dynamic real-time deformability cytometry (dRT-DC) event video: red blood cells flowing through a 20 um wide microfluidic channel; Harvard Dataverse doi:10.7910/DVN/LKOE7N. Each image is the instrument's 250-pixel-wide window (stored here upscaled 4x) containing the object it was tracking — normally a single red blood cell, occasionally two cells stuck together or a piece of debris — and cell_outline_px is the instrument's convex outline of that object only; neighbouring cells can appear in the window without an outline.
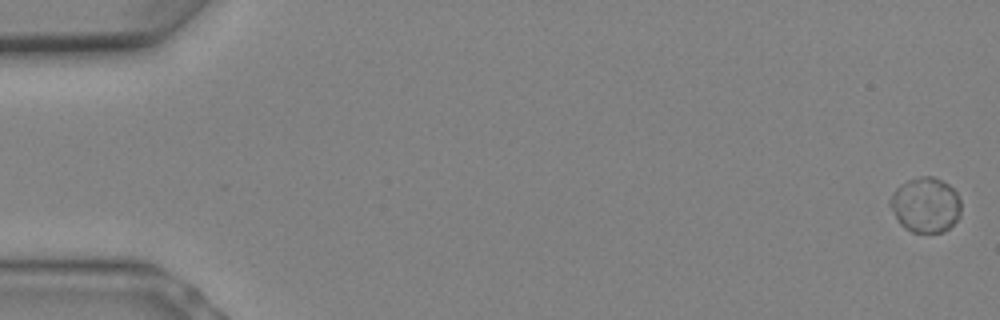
{"species": "Egyptian fruit bat (a non-hibernating species)", "species_latin": "Rousettus aegyptiacus", "temperature_condition": "warm", "stored_images_in_passage": 9, "camera_frame_rate_fps": 3000, "um_per_image_px": 0.085, "animal": {"sex": "female"}, "frame": {"image": 1, "passage_image": 1, "time_ms": 0.0, "image_size_px": [1000, 320], "cell_outline_px": [[960, 216], [944, 232], [912, 232], [904, 228], [900, 224], [888, 204], [888, 200], [892, 192], [896, 188], [908, 180], [920, 176], [932, 176], [948, 184], [956, 192], [960, 200]], "centroid_in_image_um": [78.64, 17.42], "position_along_channel_um": 6.4, "area_um2": 22.77}}
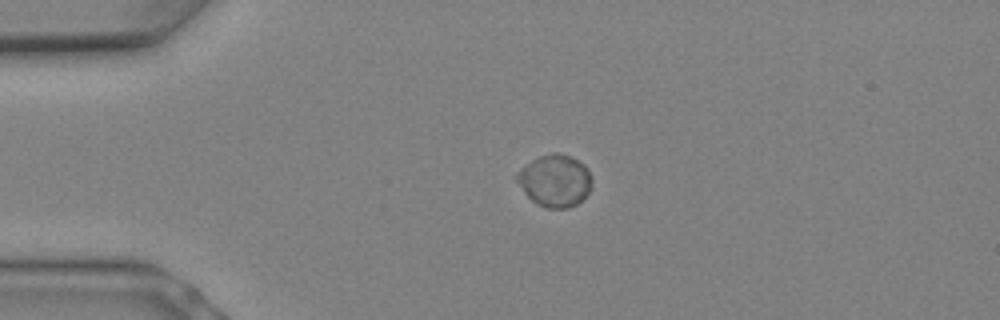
{"frame": {"image": 2, "passage_image": 6, "time_ms": 1.667, "image_size_px": [1000, 320], "cell_outline_px": [[592, 180], [588, 192], [576, 204], [568, 208], [544, 208], [536, 204], [524, 192], [512, 176], [520, 168], [532, 160], [540, 156], [552, 152], [556, 152], [568, 156], [584, 164], [588, 168], [592, 176]], "centroid_in_image_um": [47.13, 15.35], "position_along_channel_um": 37.9, "area_um2": 22.89}}
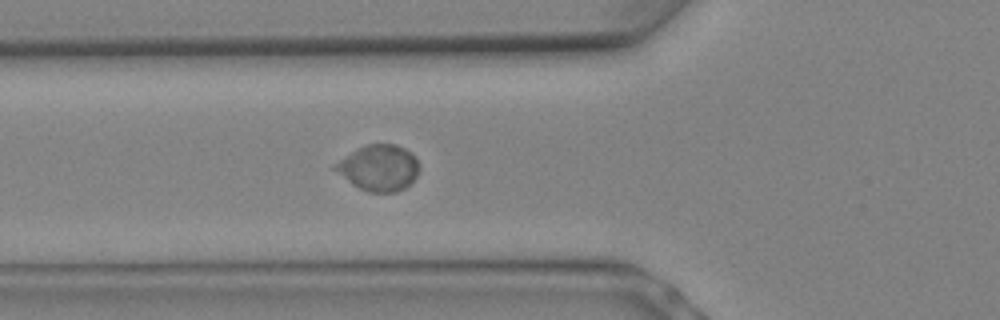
{"frame": {"image": 3, "passage_image": 9, "time_ms": 2.667, "image_size_px": [1000, 320], "cell_outline_px": [[420, 172], [404, 188], [396, 192], [368, 192], [352, 184], [332, 168], [332, 164], [356, 148], [368, 144], [396, 144], [412, 152], [416, 156], [420, 164]], "centroid_in_image_um": [32.21, 14.24], "position_along_channel_um": 93.6, "area_um2": 22.77}}